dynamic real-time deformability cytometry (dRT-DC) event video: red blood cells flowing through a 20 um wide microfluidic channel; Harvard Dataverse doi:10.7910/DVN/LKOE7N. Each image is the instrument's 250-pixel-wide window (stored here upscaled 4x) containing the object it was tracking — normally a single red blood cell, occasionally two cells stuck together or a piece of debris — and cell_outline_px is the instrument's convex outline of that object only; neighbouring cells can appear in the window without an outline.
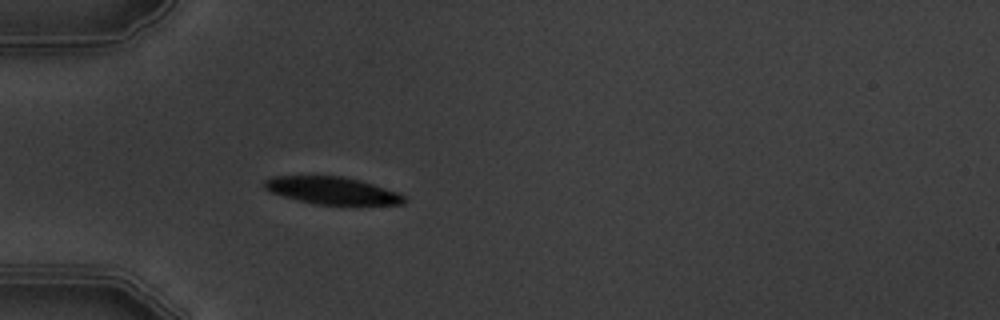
{"species": "common noctule bat (a hibernating species)", "species_latin": "Nyctalus noctula", "temperature_condition": "warm", "stored_images_in_passage": 5, "camera_frame_rate_fps": 3000, "um_per_image_px": 0.085, "animal": {"sex": "male", "body_mass_g": 19.5, "forearm_length_mm": 54.6}, "frame": {"image": 1, "passage_image": 5, "time_ms": 4.667, "image_size_px": [1000, 320], "cell_outline_px": [[404, 204], [316, 204], [284, 196], [272, 192], [264, 188], [264, 180], [272, 176], [344, 176], [360, 180], [396, 192], [404, 196]], "centroid_in_image_um": [28.19, 16.18], "position_along_channel_um": 56.8, "area_um2": 21.73}}